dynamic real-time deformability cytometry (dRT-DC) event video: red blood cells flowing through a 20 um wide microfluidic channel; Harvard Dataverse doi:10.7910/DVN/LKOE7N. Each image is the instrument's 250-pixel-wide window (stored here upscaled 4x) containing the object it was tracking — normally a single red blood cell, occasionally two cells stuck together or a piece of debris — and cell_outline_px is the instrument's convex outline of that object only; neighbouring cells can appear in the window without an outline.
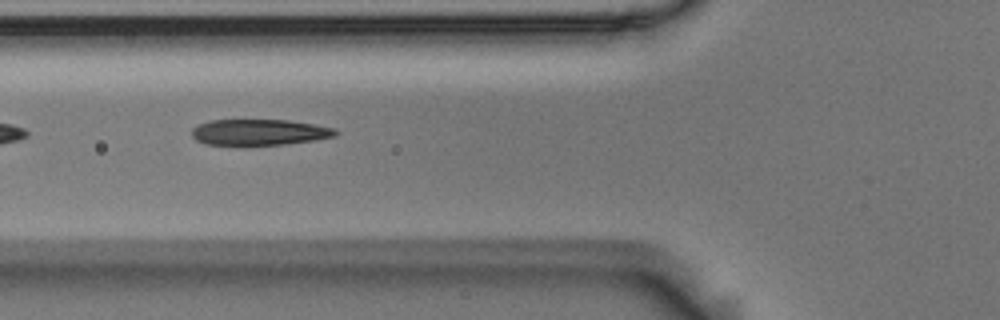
{"species": "Egyptian fruit bat (a non-hibernating species)", "species_latin": "Rousettus aegyptiacus", "temperature_condition": "room temperature", "stored_images_in_passage": 7, "camera_frame_rate_fps": 3000, "um_per_image_px": 0.085, "animal": {"sex": "male"}, "frame": {"image": 1, "passage_image": 6, "time_ms": 1.667, "image_size_px": [1000, 320], "cell_outline_px": [[340, 132], [336, 136], [316, 140], [284, 144], [208, 144], [196, 140], [192, 136], [192, 128], [196, 124], [208, 120], [288, 120], [336, 128]], "centroid_in_image_um": [22.06, 11.22], "position_along_channel_um": 103.7, "area_um2": 21.68}}
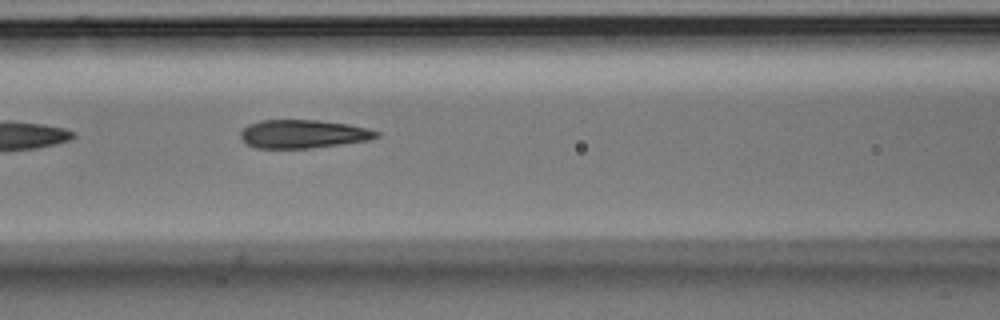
{"frame": {"image": 2, "passage_image": 7, "time_ms": 2.0, "image_size_px": [1000, 320], "cell_outline_px": [[380, 136], [368, 140], [340, 144], [308, 148], [256, 148], [248, 144], [240, 136], [240, 132], [248, 124], [260, 120], [316, 120], [348, 124], [368, 128], [380, 132]], "centroid_in_image_um": [25.77, 11.38], "position_along_channel_um": 140.8, "area_um2": 22.37}}